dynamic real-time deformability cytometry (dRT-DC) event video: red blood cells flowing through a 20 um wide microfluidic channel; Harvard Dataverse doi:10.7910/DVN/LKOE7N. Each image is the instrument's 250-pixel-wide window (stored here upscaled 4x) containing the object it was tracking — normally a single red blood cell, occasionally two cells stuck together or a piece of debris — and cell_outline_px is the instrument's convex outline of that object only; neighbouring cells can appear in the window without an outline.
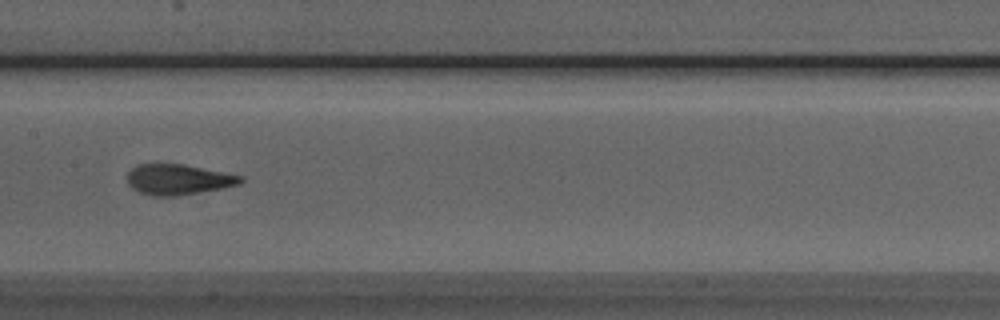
{"species": "Egyptian fruit bat (a non-hibernating species)", "species_latin": "Rousettus aegyptiacus", "temperature_condition": "room temperature", "stored_images_in_passage": 7, "camera_frame_rate_fps": 3000, "um_per_image_px": 0.085, "animal": {"sex": "male"}, "frame": {"image": 1, "passage_image": 7, "time_ms": 6.667, "image_size_px": [1000, 320], "cell_outline_px": [[244, 180], [240, 184], [224, 188], [176, 196], [152, 196], [140, 192], [132, 188], [128, 184], [128, 172], [132, 168], [140, 164], [184, 164], [244, 176]], "centroid_in_image_um": [15.18, 15.26], "position_along_channel_um": 192.2, "area_um2": 20.17}}